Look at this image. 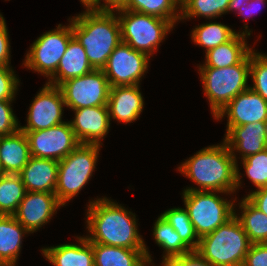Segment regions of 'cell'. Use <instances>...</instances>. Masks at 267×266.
Instances as JSON below:
<instances>
[{
	"mask_svg": "<svg viewBox=\"0 0 267 266\" xmlns=\"http://www.w3.org/2000/svg\"><path fill=\"white\" fill-rule=\"evenodd\" d=\"M87 206L86 236L92 243L109 246L145 249L148 262L152 264L148 247L138 231L135 214L106 197L89 201Z\"/></svg>",
	"mask_w": 267,
	"mask_h": 266,
	"instance_id": "6da1fadb",
	"label": "cell"
},
{
	"mask_svg": "<svg viewBox=\"0 0 267 266\" xmlns=\"http://www.w3.org/2000/svg\"><path fill=\"white\" fill-rule=\"evenodd\" d=\"M178 171L198 185L184 191H219L230 195L241 186L238 164L224 141L199 150Z\"/></svg>",
	"mask_w": 267,
	"mask_h": 266,
	"instance_id": "7a4b0ae2",
	"label": "cell"
},
{
	"mask_svg": "<svg viewBox=\"0 0 267 266\" xmlns=\"http://www.w3.org/2000/svg\"><path fill=\"white\" fill-rule=\"evenodd\" d=\"M71 28L94 69H103L121 43V26L115 11L85 9V12L71 17Z\"/></svg>",
	"mask_w": 267,
	"mask_h": 266,
	"instance_id": "3957f363",
	"label": "cell"
},
{
	"mask_svg": "<svg viewBox=\"0 0 267 266\" xmlns=\"http://www.w3.org/2000/svg\"><path fill=\"white\" fill-rule=\"evenodd\" d=\"M251 242L235 215L199 239L196 250L212 266H242Z\"/></svg>",
	"mask_w": 267,
	"mask_h": 266,
	"instance_id": "277c9868",
	"label": "cell"
},
{
	"mask_svg": "<svg viewBox=\"0 0 267 266\" xmlns=\"http://www.w3.org/2000/svg\"><path fill=\"white\" fill-rule=\"evenodd\" d=\"M205 96L214 118L238 94L249 89L250 53L230 67H198Z\"/></svg>",
	"mask_w": 267,
	"mask_h": 266,
	"instance_id": "5b68a950",
	"label": "cell"
},
{
	"mask_svg": "<svg viewBox=\"0 0 267 266\" xmlns=\"http://www.w3.org/2000/svg\"><path fill=\"white\" fill-rule=\"evenodd\" d=\"M121 26V42L151 57L175 24L170 20L122 8L114 10Z\"/></svg>",
	"mask_w": 267,
	"mask_h": 266,
	"instance_id": "8992f818",
	"label": "cell"
},
{
	"mask_svg": "<svg viewBox=\"0 0 267 266\" xmlns=\"http://www.w3.org/2000/svg\"><path fill=\"white\" fill-rule=\"evenodd\" d=\"M100 147L98 144H79L59 161L55 194L62 206L77 196L88 183L96 168Z\"/></svg>",
	"mask_w": 267,
	"mask_h": 266,
	"instance_id": "52a82bcc",
	"label": "cell"
},
{
	"mask_svg": "<svg viewBox=\"0 0 267 266\" xmlns=\"http://www.w3.org/2000/svg\"><path fill=\"white\" fill-rule=\"evenodd\" d=\"M219 191H183L185 209L199 239L216 230L234 216V202Z\"/></svg>",
	"mask_w": 267,
	"mask_h": 266,
	"instance_id": "ba28073f",
	"label": "cell"
},
{
	"mask_svg": "<svg viewBox=\"0 0 267 266\" xmlns=\"http://www.w3.org/2000/svg\"><path fill=\"white\" fill-rule=\"evenodd\" d=\"M69 22L67 26L59 24L33 42L23 62L26 68L48 77V80L56 73L69 41L74 37L71 19Z\"/></svg>",
	"mask_w": 267,
	"mask_h": 266,
	"instance_id": "9c48e42d",
	"label": "cell"
},
{
	"mask_svg": "<svg viewBox=\"0 0 267 266\" xmlns=\"http://www.w3.org/2000/svg\"><path fill=\"white\" fill-rule=\"evenodd\" d=\"M66 107L74 110L107 106L110 83L102 69H94L83 76L68 79L58 86Z\"/></svg>",
	"mask_w": 267,
	"mask_h": 266,
	"instance_id": "30bf717a",
	"label": "cell"
},
{
	"mask_svg": "<svg viewBox=\"0 0 267 266\" xmlns=\"http://www.w3.org/2000/svg\"><path fill=\"white\" fill-rule=\"evenodd\" d=\"M150 57L121 42L109 56L103 72L111 87L140 85Z\"/></svg>",
	"mask_w": 267,
	"mask_h": 266,
	"instance_id": "8fae6325",
	"label": "cell"
},
{
	"mask_svg": "<svg viewBox=\"0 0 267 266\" xmlns=\"http://www.w3.org/2000/svg\"><path fill=\"white\" fill-rule=\"evenodd\" d=\"M23 132L32 157L61 161L80 144L69 121L44 130Z\"/></svg>",
	"mask_w": 267,
	"mask_h": 266,
	"instance_id": "7c38bea8",
	"label": "cell"
},
{
	"mask_svg": "<svg viewBox=\"0 0 267 266\" xmlns=\"http://www.w3.org/2000/svg\"><path fill=\"white\" fill-rule=\"evenodd\" d=\"M65 105L63 94L58 86L48 83L34 97L28 111L26 126L21 131H37L63 123Z\"/></svg>",
	"mask_w": 267,
	"mask_h": 266,
	"instance_id": "4fadbf2b",
	"label": "cell"
},
{
	"mask_svg": "<svg viewBox=\"0 0 267 266\" xmlns=\"http://www.w3.org/2000/svg\"><path fill=\"white\" fill-rule=\"evenodd\" d=\"M226 115V133L234 126L267 122V101L249 88L233 98L214 119L221 120Z\"/></svg>",
	"mask_w": 267,
	"mask_h": 266,
	"instance_id": "5bb4252c",
	"label": "cell"
},
{
	"mask_svg": "<svg viewBox=\"0 0 267 266\" xmlns=\"http://www.w3.org/2000/svg\"><path fill=\"white\" fill-rule=\"evenodd\" d=\"M61 206L55 193L27 191L13 216L33 233L47 224Z\"/></svg>",
	"mask_w": 267,
	"mask_h": 266,
	"instance_id": "9a60e30c",
	"label": "cell"
},
{
	"mask_svg": "<svg viewBox=\"0 0 267 266\" xmlns=\"http://www.w3.org/2000/svg\"><path fill=\"white\" fill-rule=\"evenodd\" d=\"M75 117L69 121L80 144L102 145L101 140L110 128L108 106L74 109Z\"/></svg>",
	"mask_w": 267,
	"mask_h": 266,
	"instance_id": "2e32d148",
	"label": "cell"
},
{
	"mask_svg": "<svg viewBox=\"0 0 267 266\" xmlns=\"http://www.w3.org/2000/svg\"><path fill=\"white\" fill-rule=\"evenodd\" d=\"M231 150L236 163L235 151L241 155V160L247 156L261 152L267 148V122H254L242 126H234L223 140Z\"/></svg>",
	"mask_w": 267,
	"mask_h": 266,
	"instance_id": "e0dca14e",
	"label": "cell"
},
{
	"mask_svg": "<svg viewBox=\"0 0 267 266\" xmlns=\"http://www.w3.org/2000/svg\"><path fill=\"white\" fill-rule=\"evenodd\" d=\"M140 85L111 87L108 99L109 119L126 123L136 121L143 108L144 100Z\"/></svg>",
	"mask_w": 267,
	"mask_h": 266,
	"instance_id": "ac0fdd59",
	"label": "cell"
},
{
	"mask_svg": "<svg viewBox=\"0 0 267 266\" xmlns=\"http://www.w3.org/2000/svg\"><path fill=\"white\" fill-rule=\"evenodd\" d=\"M59 161L30 157L18 173L26 191L55 193Z\"/></svg>",
	"mask_w": 267,
	"mask_h": 266,
	"instance_id": "d6986e66",
	"label": "cell"
},
{
	"mask_svg": "<svg viewBox=\"0 0 267 266\" xmlns=\"http://www.w3.org/2000/svg\"><path fill=\"white\" fill-rule=\"evenodd\" d=\"M244 28L243 32H238L231 40L205 52V64L199 67L221 68L240 63L253 50L246 43V38L252 31L248 30L246 23Z\"/></svg>",
	"mask_w": 267,
	"mask_h": 266,
	"instance_id": "ffe728a7",
	"label": "cell"
},
{
	"mask_svg": "<svg viewBox=\"0 0 267 266\" xmlns=\"http://www.w3.org/2000/svg\"><path fill=\"white\" fill-rule=\"evenodd\" d=\"M77 244H60L41 249L42 254L55 266H94L92 242L78 237Z\"/></svg>",
	"mask_w": 267,
	"mask_h": 266,
	"instance_id": "44dd1931",
	"label": "cell"
},
{
	"mask_svg": "<svg viewBox=\"0 0 267 266\" xmlns=\"http://www.w3.org/2000/svg\"><path fill=\"white\" fill-rule=\"evenodd\" d=\"M30 157L29 141L23 131L0 137V165L4 174H18Z\"/></svg>",
	"mask_w": 267,
	"mask_h": 266,
	"instance_id": "7402d4cb",
	"label": "cell"
},
{
	"mask_svg": "<svg viewBox=\"0 0 267 266\" xmlns=\"http://www.w3.org/2000/svg\"><path fill=\"white\" fill-rule=\"evenodd\" d=\"M94 68L88 61L85 49L73 37L61 58L56 73L48 80V84L59 86L62 82L90 73Z\"/></svg>",
	"mask_w": 267,
	"mask_h": 266,
	"instance_id": "603a6c76",
	"label": "cell"
},
{
	"mask_svg": "<svg viewBox=\"0 0 267 266\" xmlns=\"http://www.w3.org/2000/svg\"><path fill=\"white\" fill-rule=\"evenodd\" d=\"M28 233L13 215H0V258L7 266L17 264L23 236Z\"/></svg>",
	"mask_w": 267,
	"mask_h": 266,
	"instance_id": "cb8c5ba5",
	"label": "cell"
},
{
	"mask_svg": "<svg viewBox=\"0 0 267 266\" xmlns=\"http://www.w3.org/2000/svg\"><path fill=\"white\" fill-rule=\"evenodd\" d=\"M94 266H146L145 249H129L92 243Z\"/></svg>",
	"mask_w": 267,
	"mask_h": 266,
	"instance_id": "d4e9b609",
	"label": "cell"
},
{
	"mask_svg": "<svg viewBox=\"0 0 267 266\" xmlns=\"http://www.w3.org/2000/svg\"><path fill=\"white\" fill-rule=\"evenodd\" d=\"M238 204L241 215L238 214V216L236 211H234V215L241 223L250 242L252 244L267 243V216L255 208L245 197Z\"/></svg>",
	"mask_w": 267,
	"mask_h": 266,
	"instance_id": "484cf974",
	"label": "cell"
},
{
	"mask_svg": "<svg viewBox=\"0 0 267 266\" xmlns=\"http://www.w3.org/2000/svg\"><path fill=\"white\" fill-rule=\"evenodd\" d=\"M153 236L157 245L164 250L163 259L192 252L162 215L158 217L153 226Z\"/></svg>",
	"mask_w": 267,
	"mask_h": 266,
	"instance_id": "4316f807",
	"label": "cell"
},
{
	"mask_svg": "<svg viewBox=\"0 0 267 266\" xmlns=\"http://www.w3.org/2000/svg\"><path fill=\"white\" fill-rule=\"evenodd\" d=\"M181 0H128L122 9L154 15L174 24L180 21Z\"/></svg>",
	"mask_w": 267,
	"mask_h": 266,
	"instance_id": "83f0119b",
	"label": "cell"
},
{
	"mask_svg": "<svg viewBox=\"0 0 267 266\" xmlns=\"http://www.w3.org/2000/svg\"><path fill=\"white\" fill-rule=\"evenodd\" d=\"M26 192L19 174L0 176V215H14Z\"/></svg>",
	"mask_w": 267,
	"mask_h": 266,
	"instance_id": "f1b7e54d",
	"label": "cell"
},
{
	"mask_svg": "<svg viewBox=\"0 0 267 266\" xmlns=\"http://www.w3.org/2000/svg\"><path fill=\"white\" fill-rule=\"evenodd\" d=\"M237 33L227 25L210 21L197 25L192 30L191 38L195 44L205 48L207 52L231 40Z\"/></svg>",
	"mask_w": 267,
	"mask_h": 266,
	"instance_id": "f546056e",
	"label": "cell"
},
{
	"mask_svg": "<svg viewBox=\"0 0 267 266\" xmlns=\"http://www.w3.org/2000/svg\"><path fill=\"white\" fill-rule=\"evenodd\" d=\"M230 0H181L180 20L205 17L214 20L227 13Z\"/></svg>",
	"mask_w": 267,
	"mask_h": 266,
	"instance_id": "4dcf8cb0",
	"label": "cell"
},
{
	"mask_svg": "<svg viewBox=\"0 0 267 266\" xmlns=\"http://www.w3.org/2000/svg\"><path fill=\"white\" fill-rule=\"evenodd\" d=\"M165 220L179 234L182 241L192 250L196 251L199 245V237L195 233L193 224L184 208H171L161 214Z\"/></svg>",
	"mask_w": 267,
	"mask_h": 266,
	"instance_id": "1f68e13d",
	"label": "cell"
},
{
	"mask_svg": "<svg viewBox=\"0 0 267 266\" xmlns=\"http://www.w3.org/2000/svg\"><path fill=\"white\" fill-rule=\"evenodd\" d=\"M245 174L258 188L267 186V148L241 160Z\"/></svg>",
	"mask_w": 267,
	"mask_h": 266,
	"instance_id": "d6a6232c",
	"label": "cell"
},
{
	"mask_svg": "<svg viewBox=\"0 0 267 266\" xmlns=\"http://www.w3.org/2000/svg\"><path fill=\"white\" fill-rule=\"evenodd\" d=\"M250 77L253 80V86H249L251 90L258 93L267 101V55L250 52Z\"/></svg>",
	"mask_w": 267,
	"mask_h": 266,
	"instance_id": "836d02e7",
	"label": "cell"
},
{
	"mask_svg": "<svg viewBox=\"0 0 267 266\" xmlns=\"http://www.w3.org/2000/svg\"><path fill=\"white\" fill-rule=\"evenodd\" d=\"M19 83L10 65H0V100H14Z\"/></svg>",
	"mask_w": 267,
	"mask_h": 266,
	"instance_id": "e575fe53",
	"label": "cell"
},
{
	"mask_svg": "<svg viewBox=\"0 0 267 266\" xmlns=\"http://www.w3.org/2000/svg\"><path fill=\"white\" fill-rule=\"evenodd\" d=\"M13 100H0V137L11 135L20 129L18 119L13 113Z\"/></svg>",
	"mask_w": 267,
	"mask_h": 266,
	"instance_id": "d590c367",
	"label": "cell"
},
{
	"mask_svg": "<svg viewBox=\"0 0 267 266\" xmlns=\"http://www.w3.org/2000/svg\"><path fill=\"white\" fill-rule=\"evenodd\" d=\"M162 266H212L198 252L163 259Z\"/></svg>",
	"mask_w": 267,
	"mask_h": 266,
	"instance_id": "8d00e7d4",
	"label": "cell"
},
{
	"mask_svg": "<svg viewBox=\"0 0 267 266\" xmlns=\"http://www.w3.org/2000/svg\"><path fill=\"white\" fill-rule=\"evenodd\" d=\"M242 266H267V243H253Z\"/></svg>",
	"mask_w": 267,
	"mask_h": 266,
	"instance_id": "74e56055",
	"label": "cell"
},
{
	"mask_svg": "<svg viewBox=\"0 0 267 266\" xmlns=\"http://www.w3.org/2000/svg\"><path fill=\"white\" fill-rule=\"evenodd\" d=\"M5 18L0 14V65H10V42Z\"/></svg>",
	"mask_w": 267,
	"mask_h": 266,
	"instance_id": "f35d334b",
	"label": "cell"
},
{
	"mask_svg": "<svg viewBox=\"0 0 267 266\" xmlns=\"http://www.w3.org/2000/svg\"><path fill=\"white\" fill-rule=\"evenodd\" d=\"M245 198L259 211L267 216V188H258L256 191L250 192Z\"/></svg>",
	"mask_w": 267,
	"mask_h": 266,
	"instance_id": "ab89813d",
	"label": "cell"
},
{
	"mask_svg": "<svg viewBox=\"0 0 267 266\" xmlns=\"http://www.w3.org/2000/svg\"><path fill=\"white\" fill-rule=\"evenodd\" d=\"M267 0H251L247 6L239 9L238 14L240 16H245L243 20H247L251 17L256 11H259L262 7L260 4L265 5Z\"/></svg>",
	"mask_w": 267,
	"mask_h": 266,
	"instance_id": "60d3db41",
	"label": "cell"
},
{
	"mask_svg": "<svg viewBox=\"0 0 267 266\" xmlns=\"http://www.w3.org/2000/svg\"><path fill=\"white\" fill-rule=\"evenodd\" d=\"M101 10L114 11L116 9L122 8L128 0H102ZM105 1V2H104Z\"/></svg>",
	"mask_w": 267,
	"mask_h": 266,
	"instance_id": "b9f144b4",
	"label": "cell"
},
{
	"mask_svg": "<svg viewBox=\"0 0 267 266\" xmlns=\"http://www.w3.org/2000/svg\"><path fill=\"white\" fill-rule=\"evenodd\" d=\"M251 0H230L228 12L239 11L240 8L245 7Z\"/></svg>",
	"mask_w": 267,
	"mask_h": 266,
	"instance_id": "7bdbcfd3",
	"label": "cell"
},
{
	"mask_svg": "<svg viewBox=\"0 0 267 266\" xmlns=\"http://www.w3.org/2000/svg\"><path fill=\"white\" fill-rule=\"evenodd\" d=\"M82 5L85 6L86 9H97L101 10V0H80Z\"/></svg>",
	"mask_w": 267,
	"mask_h": 266,
	"instance_id": "ee69618b",
	"label": "cell"
},
{
	"mask_svg": "<svg viewBox=\"0 0 267 266\" xmlns=\"http://www.w3.org/2000/svg\"><path fill=\"white\" fill-rule=\"evenodd\" d=\"M0 266H7L0 258Z\"/></svg>",
	"mask_w": 267,
	"mask_h": 266,
	"instance_id": "f6af8a7d",
	"label": "cell"
},
{
	"mask_svg": "<svg viewBox=\"0 0 267 266\" xmlns=\"http://www.w3.org/2000/svg\"><path fill=\"white\" fill-rule=\"evenodd\" d=\"M4 174L2 168H1V165H0V176H2Z\"/></svg>",
	"mask_w": 267,
	"mask_h": 266,
	"instance_id": "bcb514c9",
	"label": "cell"
},
{
	"mask_svg": "<svg viewBox=\"0 0 267 266\" xmlns=\"http://www.w3.org/2000/svg\"><path fill=\"white\" fill-rule=\"evenodd\" d=\"M153 264H154V263L150 264V263L148 262L146 266H149V265L151 266V265H153Z\"/></svg>",
	"mask_w": 267,
	"mask_h": 266,
	"instance_id": "7dc6e473",
	"label": "cell"
}]
</instances>
